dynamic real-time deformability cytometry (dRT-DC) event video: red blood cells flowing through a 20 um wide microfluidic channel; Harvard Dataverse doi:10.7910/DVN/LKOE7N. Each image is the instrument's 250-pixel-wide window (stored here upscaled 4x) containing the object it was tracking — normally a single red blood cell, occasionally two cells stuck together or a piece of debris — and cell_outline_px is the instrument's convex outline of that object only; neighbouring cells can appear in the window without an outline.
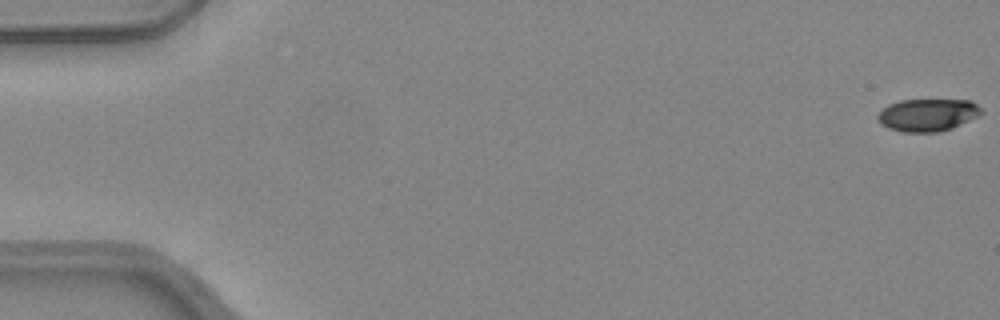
{"species": "common noctule bat (a hibernating species)", "species_latin": "Nyctalus noctula", "temperature_condition": "warm", "stored_images_in_passage": 7, "camera_frame_rate_fps": 3000, "um_per_image_px": 0.085, "animal": {"sex": "female", "body_mass_g": 24.6, "forearm_length_mm": 56.2}, "frame": {"image": 1, "passage_image": 1, "time_ms": 0.0, "image_size_px": [1000, 320], "cell_outline_px": [[984, 112], [952, 128], [940, 132], [904, 132], [888, 128], [880, 124], [876, 116], [888, 104], [900, 100], [972, 100]], "centroid_in_image_um": [78.82, 9.77], "position_along_channel_um": 6.2, "area_um2": 19.54}}